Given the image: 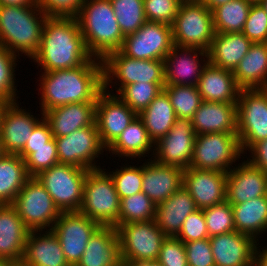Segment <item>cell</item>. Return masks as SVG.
<instances>
[{"mask_svg":"<svg viewBox=\"0 0 267 266\" xmlns=\"http://www.w3.org/2000/svg\"><path fill=\"white\" fill-rule=\"evenodd\" d=\"M21 266H70L52 230L29 231Z\"/></svg>","mask_w":267,"mask_h":266,"instance_id":"cell-24","label":"cell"},{"mask_svg":"<svg viewBox=\"0 0 267 266\" xmlns=\"http://www.w3.org/2000/svg\"><path fill=\"white\" fill-rule=\"evenodd\" d=\"M157 261L163 266H188L184 243L177 237H166Z\"/></svg>","mask_w":267,"mask_h":266,"instance_id":"cell-49","label":"cell"},{"mask_svg":"<svg viewBox=\"0 0 267 266\" xmlns=\"http://www.w3.org/2000/svg\"><path fill=\"white\" fill-rule=\"evenodd\" d=\"M137 116L119 96L103 89L96 98L95 117L102 144L108 148Z\"/></svg>","mask_w":267,"mask_h":266,"instance_id":"cell-17","label":"cell"},{"mask_svg":"<svg viewBox=\"0 0 267 266\" xmlns=\"http://www.w3.org/2000/svg\"><path fill=\"white\" fill-rule=\"evenodd\" d=\"M188 266H215L209 238L184 243Z\"/></svg>","mask_w":267,"mask_h":266,"instance_id":"cell-50","label":"cell"},{"mask_svg":"<svg viewBox=\"0 0 267 266\" xmlns=\"http://www.w3.org/2000/svg\"><path fill=\"white\" fill-rule=\"evenodd\" d=\"M90 169L83 184V202L79 210L100 226L118 227L120 198L108 169Z\"/></svg>","mask_w":267,"mask_h":266,"instance_id":"cell-6","label":"cell"},{"mask_svg":"<svg viewBox=\"0 0 267 266\" xmlns=\"http://www.w3.org/2000/svg\"><path fill=\"white\" fill-rule=\"evenodd\" d=\"M247 152L249 156L247 155ZM245 154L246 156L243 158H247L246 160L250 164L259 168L264 173H267V139L254 143Z\"/></svg>","mask_w":267,"mask_h":266,"instance_id":"cell-52","label":"cell"},{"mask_svg":"<svg viewBox=\"0 0 267 266\" xmlns=\"http://www.w3.org/2000/svg\"><path fill=\"white\" fill-rule=\"evenodd\" d=\"M48 16L38 6H0V43L29 61L40 47L42 30Z\"/></svg>","mask_w":267,"mask_h":266,"instance_id":"cell-4","label":"cell"},{"mask_svg":"<svg viewBox=\"0 0 267 266\" xmlns=\"http://www.w3.org/2000/svg\"><path fill=\"white\" fill-rule=\"evenodd\" d=\"M122 34L135 33L147 20L143 0H110Z\"/></svg>","mask_w":267,"mask_h":266,"instance_id":"cell-39","label":"cell"},{"mask_svg":"<svg viewBox=\"0 0 267 266\" xmlns=\"http://www.w3.org/2000/svg\"><path fill=\"white\" fill-rule=\"evenodd\" d=\"M8 103H9V102L6 101L5 99L0 98V120H1V116H2L3 110H4V108L6 107V105H7Z\"/></svg>","mask_w":267,"mask_h":266,"instance_id":"cell-59","label":"cell"},{"mask_svg":"<svg viewBox=\"0 0 267 266\" xmlns=\"http://www.w3.org/2000/svg\"><path fill=\"white\" fill-rule=\"evenodd\" d=\"M99 227L97 222L79 211L61 212L51 230L70 266H76L81 260L90 237Z\"/></svg>","mask_w":267,"mask_h":266,"instance_id":"cell-15","label":"cell"},{"mask_svg":"<svg viewBox=\"0 0 267 266\" xmlns=\"http://www.w3.org/2000/svg\"><path fill=\"white\" fill-rule=\"evenodd\" d=\"M175 237L183 243L209 238L203 210L197 209L189 214Z\"/></svg>","mask_w":267,"mask_h":266,"instance_id":"cell-48","label":"cell"},{"mask_svg":"<svg viewBox=\"0 0 267 266\" xmlns=\"http://www.w3.org/2000/svg\"><path fill=\"white\" fill-rule=\"evenodd\" d=\"M143 162L142 192H144L156 206L167 200L183 186V169L160 164L149 157L147 160H143Z\"/></svg>","mask_w":267,"mask_h":266,"instance_id":"cell-23","label":"cell"},{"mask_svg":"<svg viewBox=\"0 0 267 266\" xmlns=\"http://www.w3.org/2000/svg\"><path fill=\"white\" fill-rule=\"evenodd\" d=\"M19 59L20 56L8 51L0 43V98L8 102H18L19 93L17 92L19 91H17V86L19 81L16 80L15 76H17L16 70Z\"/></svg>","mask_w":267,"mask_h":266,"instance_id":"cell-44","label":"cell"},{"mask_svg":"<svg viewBox=\"0 0 267 266\" xmlns=\"http://www.w3.org/2000/svg\"><path fill=\"white\" fill-rule=\"evenodd\" d=\"M91 57L75 17L48 16L31 62L40 67L38 72H50L79 67Z\"/></svg>","mask_w":267,"mask_h":266,"instance_id":"cell-2","label":"cell"},{"mask_svg":"<svg viewBox=\"0 0 267 266\" xmlns=\"http://www.w3.org/2000/svg\"><path fill=\"white\" fill-rule=\"evenodd\" d=\"M37 4V0H0V6H31Z\"/></svg>","mask_w":267,"mask_h":266,"instance_id":"cell-55","label":"cell"},{"mask_svg":"<svg viewBox=\"0 0 267 266\" xmlns=\"http://www.w3.org/2000/svg\"><path fill=\"white\" fill-rule=\"evenodd\" d=\"M209 10L213 11L216 7L223 5L231 0H200Z\"/></svg>","mask_w":267,"mask_h":266,"instance_id":"cell-56","label":"cell"},{"mask_svg":"<svg viewBox=\"0 0 267 266\" xmlns=\"http://www.w3.org/2000/svg\"><path fill=\"white\" fill-rule=\"evenodd\" d=\"M252 266H267V245L265 247L260 245L257 248Z\"/></svg>","mask_w":267,"mask_h":266,"instance_id":"cell-54","label":"cell"},{"mask_svg":"<svg viewBox=\"0 0 267 266\" xmlns=\"http://www.w3.org/2000/svg\"><path fill=\"white\" fill-rule=\"evenodd\" d=\"M11 205L29 231L51 230L61 214L51 195L36 177L26 181Z\"/></svg>","mask_w":267,"mask_h":266,"instance_id":"cell-9","label":"cell"},{"mask_svg":"<svg viewBox=\"0 0 267 266\" xmlns=\"http://www.w3.org/2000/svg\"><path fill=\"white\" fill-rule=\"evenodd\" d=\"M28 232L11 204L0 205V258L20 264Z\"/></svg>","mask_w":267,"mask_h":266,"instance_id":"cell-27","label":"cell"},{"mask_svg":"<svg viewBox=\"0 0 267 266\" xmlns=\"http://www.w3.org/2000/svg\"><path fill=\"white\" fill-rule=\"evenodd\" d=\"M143 2L147 21L172 26L181 0H143Z\"/></svg>","mask_w":267,"mask_h":266,"instance_id":"cell-46","label":"cell"},{"mask_svg":"<svg viewBox=\"0 0 267 266\" xmlns=\"http://www.w3.org/2000/svg\"><path fill=\"white\" fill-rule=\"evenodd\" d=\"M30 178L19 155L6 154L0 159V205L12 204L19 191Z\"/></svg>","mask_w":267,"mask_h":266,"instance_id":"cell-36","label":"cell"},{"mask_svg":"<svg viewBox=\"0 0 267 266\" xmlns=\"http://www.w3.org/2000/svg\"><path fill=\"white\" fill-rule=\"evenodd\" d=\"M106 156L110 154L112 157H118L125 160L124 164L127 163V158L132 161L137 158L143 159L146 157H153L154 154V143L149 138L145 125L142 120L137 116L128 127H126L120 136L107 148ZM143 157V158H142ZM126 158V159H124Z\"/></svg>","mask_w":267,"mask_h":266,"instance_id":"cell-30","label":"cell"},{"mask_svg":"<svg viewBox=\"0 0 267 266\" xmlns=\"http://www.w3.org/2000/svg\"><path fill=\"white\" fill-rule=\"evenodd\" d=\"M127 266H163L157 260L141 261Z\"/></svg>","mask_w":267,"mask_h":266,"instance_id":"cell-57","label":"cell"},{"mask_svg":"<svg viewBox=\"0 0 267 266\" xmlns=\"http://www.w3.org/2000/svg\"><path fill=\"white\" fill-rule=\"evenodd\" d=\"M165 83H133L118 94L134 112L139 114L163 91Z\"/></svg>","mask_w":267,"mask_h":266,"instance_id":"cell-43","label":"cell"},{"mask_svg":"<svg viewBox=\"0 0 267 266\" xmlns=\"http://www.w3.org/2000/svg\"><path fill=\"white\" fill-rule=\"evenodd\" d=\"M53 138L49 123L43 118L33 129L25 147L49 146V141Z\"/></svg>","mask_w":267,"mask_h":266,"instance_id":"cell-53","label":"cell"},{"mask_svg":"<svg viewBox=\"0 0 267 266\" xmlns=\"http://www.w3.org/2000/svg\"><path fill=\"white\" fill-rule=\"evenodd\" d=\"M215 266H252L258 241L246 234L232 231L209 238Z\"/></svg>","mask_w":267,"mask_h":266,"instance_id":"cell-21","label":"cell"},{"mask_svg":"<svg viewBox=\"0 0 267 266\" xmlns=\"http://www.w3.org/2000/svg\"><path fill=\"white\" fill-rule=\"evenodd\" d=\"M191 121L196 135L237 133V104L203 101Z\"/></svg>","mask_w":267,"mask_h":266,"instance_id":"cell-25","label":"cell"},{"mask_svg":"<svg viewBox=\"0 0 267 266\" xmlns=\"http://www.w3.org/2000/svg\"><path fill=\"white\" fill-rule=\"evenodd\" d=\"M242 33L253 43H267V14L260 4L251 5Z\"/></svg>","mask_w":267,"mask_h":266,"instance_id":"cell-47","label":"cell"},{"mask_svg":"<svg viewBox=\"0 0 267 266\" xmlns=\"http://www.w3.org/2000/svg\"><path fill=\"white\" fill-rule=\"evenodd\" d=\"M37 85L40 111L71 103H96L103 90L102 60L91 57L83 65L39 73ZM40 87V88H39Z\"/></svg>","mask_w":267,"mask_h":266,"instance_id":"cell-1","label":"cell"},{"mask_svg":"<svg viewBox=\"0 0 267 266\" xmlns=\"http://www.w3.org/2000/svg\"><path fill=\"white\" fill-rule=\"evenodd\" d=\"M266 197H267V181H266Z\"/></svg>","mask_w":267,"mask_h":266,"instance_id":"cell-63","label":"cell"},{"mask_svg":"<svg viewBox=\"0 0 267 266\" xmlns=\"http://www.w3.org/2000/svg\"><path fill=\"white\" fill-rule=\"evenodd\" d=\"M208 62L206 50L173 45L164 59L165 85L197 86Z\"/></svg>","mask_w":267,"mask_h":266,"instance_id":"cell-19","label":"cell"},{"mask_svg":"<svg viewBox=\"0 0 267 266\" xmlns=\"http://www.w3.org/2000/svg\"><path fill=\"white\" fill-rule=\"evenodd\" d=\"M16 264L11 260L0 258V266H15Z\"/></svg>","mask_w":267,"mask_h":266,"instance_id":"cell-58","label":"cell"},{"mask_svg":"<svg viewBox=\"0 0 267 266\" xmlns=\"http://www.w3.org/2000/svg\"><path fill=\"white\" fill-rule=\"evenodd\" d=\"M195 138L191 119L177 117L170 131L154 143L152 158L160 164L185 170L193 158Z\"/></svg>","mask_w":267,"mask_h":266,"instance_id":"cell-16","label":"cell"},{"mask_svg":"<svg viewBox=\"0 0 267 266\" xmlns=\"http://www.w3.org/2000/svg\"><path fill=\"white\" fill-rule=\"evenodd\" d=\"M102 63L103 89L112 94L133 83H165L164 60H138L114 51Z\"/></svg>","mask_w":267,"mask_h":266,"instance_id":"cell-5","label":"cell"},{"mask_svg":"<svg viewBox=\"0 0 267 266\" xmlns=\"http://www.w3.org/2000/svg\"><path fill=\"white\" fill-rule=\"evenodd\" d=\"M142 160H137V166L134 165L135 162H129V164H122V166L118 165L119 162H117V168L113 171L108 170L107 172L112 177V180L115 185V189L117 191V194L120 199L124 197H129L131 195H134L136 193H139L142 191V184H143V163ZM142 163L141 165H138ZM110 171V172H109Z\"/></svg>","mask_w":267,"mask_h":266,"instance_id":"cell-41","label":"cell"},{"mask_svg":"<svg viewBox=\"0 0 267 266\" xmlns=\"http://www.w3.org/2000/svg\"><path fill=\"white\" fill-rule=\"evenodd\" d=\"M138 117L145 125L153 143L170 131L177 118L169 96L164 90L138 114Z\"/></svg>","mask_w":267,"mask_h":266,"instance_id":"cell-35","label":"cell"},{"mask_svg":"<svg viewBox=\"0 0 267 266\" xmlns=\"http://www.w3.org/2000/svg\"><path fill=\"white\" fill-rule=\"evenodd\" d=\"M197 207L188 191L182 186L167 200L156 207V223L168 237H175L189 214L196 211Z\"/></svg>","mask_w":267,"mask_h":266,"instance_id":"cell-32","label":"cell"},{"mask_svg":"<svg viewBox=\"0 0 267 266\" xmlns=\"http://www.w3.org/2000/svg\"><path fill=\"white\" fill-rule=\"evenodd\" d=\"M237 136L243 154L254 143L267 139V88L240 89Z\"/></svg>","mask_w":267,"mask_h":266,"instance_id":"cell-12","label":"cell"},{"mask_svg":"<svg viewBox=\"0 0 267 266\" xmlns=\"http://www.w3.org/2000/svg\"><path fill=\"white\" fill-rule=\"evenodd\" d=\"M19 102H9L1 116L0 135L6 154L19 155L35 126L44 118L41 111V115L39 113L37 115V111L33 114L26 107L24 109L22 103L19 104ZM20 106L22 107L20 108Z\"/></svg>","mask_w":267,"mask_h":266,"instance_id":"cell-18","label":"cell"},{"mask_svg":"<svg viewBox=\"0 0 267 266\" xmlns=\"http://www.w3.org/2000/svg\"><path fill=\"white\" fill-rule=\"evenodd\" d=\"M226 177L227 172L189 167L183 173V187L203 210L226 201Z\"/></svg>","mask_w":267,"mask_h":266,"instance_id":"cell-20","label":"cell"},{"mask_svg":"<svg viewBox=\"0 0 267 266\" xmlns=\"http://www.w3.org/2000/svg\"><path fill=\"white\" fill-rule=\"evenodd\" d=\"M250 3L251 5H257L260 4L263 0H244Z\"/></svg>","mask_w":267,"mask_h":266,"instance_id":"cell-61","label":"cell"},{"mask_svg":"<svg viewBox=\"0 0 267 266\" xmlns=\"http://www.w3.org/2000/svg\"><path fill=\"white\" fill-rule=\"evenodd\" d=\"M163 90L168 94L176 116L192 119L203 99L197 86L165 85Z\"/></svg>","mask_w":267,"mask_h":266,"instance_id":"cell-40","label":"cell"},{"mask_svg":"<svg viewBox=\"0 0 267 266\" xmlns=\"http://www.w3.org/2000/svg\"><path fill=\"white\" fill-rule=\"evenodd\" d=\"M232 208L235 231L253 237L259 242V238H263L262 236L267 231V197L253 198L243 203L234 204Z\"/></svg>","mask_w":267,"mask_h":266,"instance_id":"cell-34","label":"cell"},{"mask_svg":"<svg viewBox=\"0 0 267 266\" xmlns=\"http://www.w3.org/2000/svg\"><path fill=\"white\" fill-rule=\"evenodd\" d=\"M19 156L24 159L30 177H36L59 163L54 137L49 141V146L24 147Z\"/></svg>","mask_w":267,"mask_h":266,"instance_id":"cell-42","label":"cell"},{"mask_svg":"<svg viewBox=\"0 0 267 266\" xmlns=\"http://www.w3.org/2000/svg\"><path fill=\"white\" fill-rule=\"evenodd\" d=\"M75 18L92 57L103 60L121 49L125 37L110 0H84Z\"/></svg>","mask_w":267,"mask_h":266,"instance_id":"cell-3","label":"cell"},{"mask_svg":"<svg viewBox=\"0 0 267 266\" xmlns=\"http://www.w3.org/2000/svg\"><path fill=\"white\" fill-rule=\"evenodd\" d=\"M243 156L237 133L196 135L190 168L229 172Z\"/></svg>","mask_w":267,"mask_h":266,"instance_id":"cell-8","label":"cell"},{"mask_svg":"<svg viewBox=\"0 0 267 266\" xmlns=\"http://www.w3.org/2000/svg\"><path fill=\"white\" fill-rule=\"evenodd\" d=\"M116 229L123 266L157 260L167 237L157 226L156 220L122 224Z\"/></svg>","mask_w":267,"mask_h":266,"instance_id":"cell-11","label":"cell"},{"mask_svg":"<svg viewBox=\"0 0 267 266\" xmlns=\"http://www.w3.org/2000/svg\"><path fill=\"white\" fill-rule=\"evenodd\" d=\"M215 33L211 10L200 0L181 1L172 24L174 45L208 51Z\"/></svg>","mask_w":267,"mask_h":266,"instance_id":"cell-7","label":"cell"},{"mask_svg":"<svg viewBox=\"0 0 267 266\" xmlns=\"http://www.w3.org/2000/svg\"><path fill=\"white\" fill-rule=\"evenodd\" d=\"M233 75L241 89L267 88V43H253Z\"/></svg>","mask_w":267,"mask_h":266,"instance_id":"cell-33","label":"cell"},{"mask_svg":"<svg viewBox=\"0 0 267 266\" xmlns=\"http://www.w3.org/2000/svg\"><path fill=\"white\" fill-rule=\"evenodd\" d=\"M76 266H123L117 229L100 226L90 237Z\"/></svg>","mask_w":267,"mask_h":266,"instance_id":"cell-26","label":"cell"},{"mask_svg":"<svg viewBox=\"0 0 267 266\" xmlns=\"http://www.w3.org/2000/svg\"><path fill=\"white\" fill-rule=\"evenodd\" d=\"M95 117L96 103H71L44 113V119L49 123L54 138L95 124Z\"/></svg>","mask_w":267,"mask_h":266,"instance_id":"cell-28","label":"cell"},{"mask_svg":"<svg viewBox=\"0 0 267 266\" xmlns=\"http://www.w3.org/2000/svg\"><path fill=\"white\" fill-rule=\"evenodd\" d=\"M260 6L265 10V13L267 14V0H263L260 3Z\"/></svg>","mask_w":267,"mask_h":266,"instance_id":"cell-62","label":"cell"},{"mask_svg":"<svg viewBox=\"0 0 267 266\" xmlns=\"http://www.w3.org/2000/svg\"><path fill=\"white\" fill-rule=\"evenodd\" d=\"M253 44L242 32L215 33L208 52L209 63L234 71Z\"/></svg>","mask_w":267,"mask_h":266,"instance_id":"cell-31","label":"cell"},{"mask_svg":"<svg viewBox=\"0 0 267 266\" xmlns=\"http://www.w3.org/2000/svg\"><path fill=\"white\" fill-rule=\"evenodd\" d=\"M54 139L60 164H70L88 170L103 167L98 158L104 155V151L107 152V148L100 140L96 123Z\"/></svg>","mask_w":267,"mask_h":266,"instance_id":"cell-13","label":"cell"},{"mask_svg":"<svg viewBox=\"0 0 267 266\" xmlns=\"http://www.w3.org/2000/svg\"><path fill=\"white\" fill-rule=\"evenodd\" d=\"M88 169L60 164L42 171L36 178L51 195L61 212L79 211L83 202V184Z\"/></svg>","mask_w":267,"mask_h":266,"instance_id":"cell-10","label":"cell"},{"mask_svg":"<svg viewBox=\"0 0 267 266\" xmlns=\"http://www.w3.org/2000/svg\"><path fill=\"white\" fill-rule=\"evenodd\" d=\"M198 91L205 102L237 104L240 87L233 71L214 66L208 62L199 78Z\"/></svg>","mask_w":267,"mask_h":266,"instance_id":"cell-29","label":"cell"},{"mask_svg":"<svg viewBox=\"0 0 267 266\" xmlns=\"http://www.w3.org/2000/svg\"><path fill=\"white\" fill-rule=\"evenodd\" d=\"M209 238L235 231L232 205L225 201L203 209Z\"/></svg>","mask_w":267,"mask_h":266,"instance_id":"cell-45","label":"cell"},{"mask_svg":"<svg viewBox=\"0 0 267 266\" xmlns=\"http://www.w3.org/2000/svg\"><path fill=\"white\" fill-rule=\"evenodd\" d=\"M84 0H37L47 16L75 17Z\"/></svg>","mask_w":267,"mask_h":266,"instance_id":"cell-51","label":"cell"},{"mask_svg":"<svg viewBox=\"0 0 267 266\" xmlns=\"http://www.w3.org/2000/svg\"><path fill=\"white\" fill-rule=\"evenodd\" d=\"M243 159L227 172L226 201L231 205L266 196L267 173Z\"/></svg>","mask_w":267,"mask_h":266,"instance_id":"cell-22","label":"cell"},{"mask_svg":"<svg viewBox=\"0 0 267 266\" xmlns=\"http://www.w3.org/2000/svg\"><path fill=\"white\" fill-rule=\"evenodd\" d=\"M251 4L244 0H231L212 11L216 33L242 32Z\"/></svg>","mask_w":267,"mask_h":266,"instance_id":"cell-37","label":"cell"},{"mask_svg":"<svg viewBox=\"0 0 267 266\" xmlns=\"http://www.w3.org/2000/svg\"><path fill=\"white\" fill-rule=\"evenodd\" d=\"M6 155V152L3 148V143H2V139H1V135H0V159L3 158Z\"/></svg>","mask_w":267,"mask_h":266,"instance_id":"cell-60","label":"cell"},{"mask_svg":"<svg viewBox=\"0 0 267 266\" xmlns=\"http://www.w3.org/2000/svg\"><path fill=\"white\" fill-rule=\"evenodd\" d=\"M156 207L155 203L142 191L124 197L120 199L118 226L132 222L155 220Z\"/></svg>","mask_w":267,"mask_h":266,"instance_id":"cell-38","label":"cell"},{"mask_svg":"<svg viewBox=\"0 0 267 266\" xmlns=\"http://www.w3.org/2000/svg\"><path fill=\"white\" fill-rule=\"evenodd\" d=\"M173 45L172 26L146 21L135 33L125 36L119 51L138 60H164Z\"/></svg>","mask_w":267,"mask_h":266,"instance_id":"cell-14","label":"cell"}]
</instances>
